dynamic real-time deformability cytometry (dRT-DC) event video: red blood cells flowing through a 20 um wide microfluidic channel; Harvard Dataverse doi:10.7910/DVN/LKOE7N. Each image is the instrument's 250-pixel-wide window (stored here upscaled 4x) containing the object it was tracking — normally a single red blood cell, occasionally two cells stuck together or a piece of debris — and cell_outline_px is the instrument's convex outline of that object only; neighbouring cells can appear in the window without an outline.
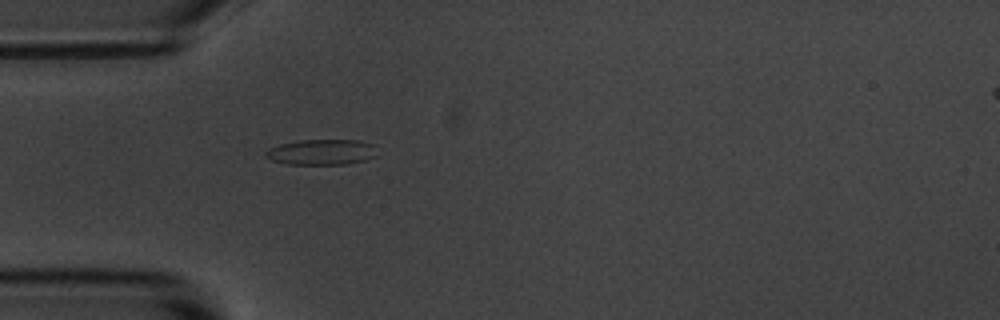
{"species": "common noctule bat (a hibernating species)", "species_latin": "Nyctalus noctula", "temperature_condition": "room temperature", "stored_images_in_passage": 37, "camera_frame_rate_fps": 3000, "um_per_image_px": 0.085, "animal": {"sex": "male", "body_mass_g": 20.1, "forearm_length_mm": 53.5}, "frame": {"image": 1, "passage_image": 1, "time_ms": 0.0, "image_size_px": [1000, 320], "cell_outline_px": [[376, 156], [364, 160], [344, 164], [288, 164], [272, 160], [264, 156], [264, 152], [268, 148], [280, 144], [300, 140], [360, 140], [376, 144]], "centroid_in_image_um": [27.35, 12.91], "position_along_channel_um": 57.7, "area_um2": 16.7}}
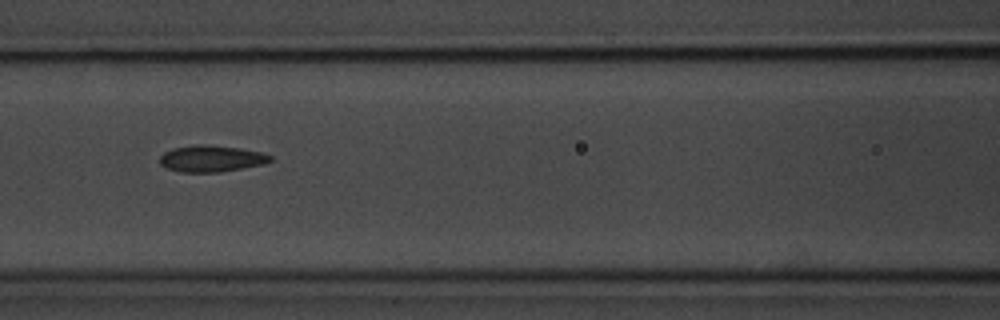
{"frame": {"image": 2, "passage_image": 9, "time_ms": 2.667, "image_size_px": [1000, 320], "cell_outline_px": [[272, 160], [264, 164], [220, 172], [180, 172], [168, 168], [160, 164], [160, 156], [164, 152], [172, 148], [192, 144], [208, 144], [240, 148], [260, 152], [272, 156]], "centroid_in_image_um": [17.94, 13.47], "position_along_channel_um": 148.7, "area_um2": 17.17}}
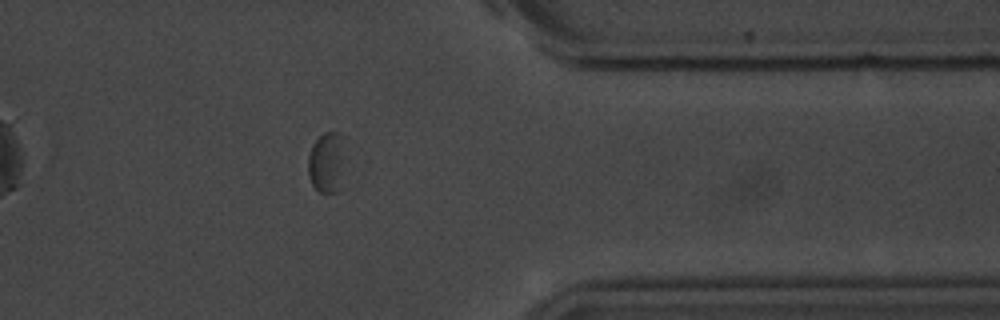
{"frame": {"image": 3, "passage_image": 30, "time_ms": 9.667, "image_size_px": [1000, 320], "cell_outline_px": [[344, 136], [336, 192], [320, 192], [312, 184], [308, 176], [308, 156], [312, 144], [324, 132], [340, 132]], "centroid_in_image_um": [27.68, 13.72], "position_along_channel_um": 383.7, "area_um2": 12.31}}